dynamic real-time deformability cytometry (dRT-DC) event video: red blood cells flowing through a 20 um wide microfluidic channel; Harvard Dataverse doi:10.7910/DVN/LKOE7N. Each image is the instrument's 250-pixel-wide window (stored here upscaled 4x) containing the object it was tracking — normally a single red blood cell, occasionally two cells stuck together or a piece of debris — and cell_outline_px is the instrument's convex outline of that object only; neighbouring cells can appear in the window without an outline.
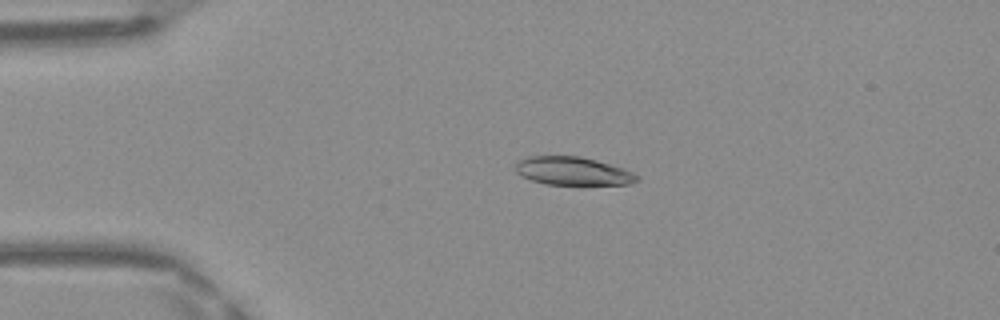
{"species": "Egyptian fruit bat (a non-hibernating species)", "species_latin": "Rousettus aegyptiacus", "temperature_condition": "warm", "stored_images_in_passage": 48, "camera_frame_rate_fps": 3000, "um_per_image_px": 0.085, "frame": {"image": 1, "passage_image": 10, "time_ms": 3.0, "image_size_px": [1000, 320], "cell_outline_px": [[640, 180], [628, 184], [544, 184], [532, 180], [516, 172], [512, 168], [520, 160], [528, 156], [580, 156], [596, 160], [624, 168], [640, 176]], "centroid_in_image_um": [48.7, 14.53], "position_along_channel_um": 36.3, "area_um2": 19.94}}
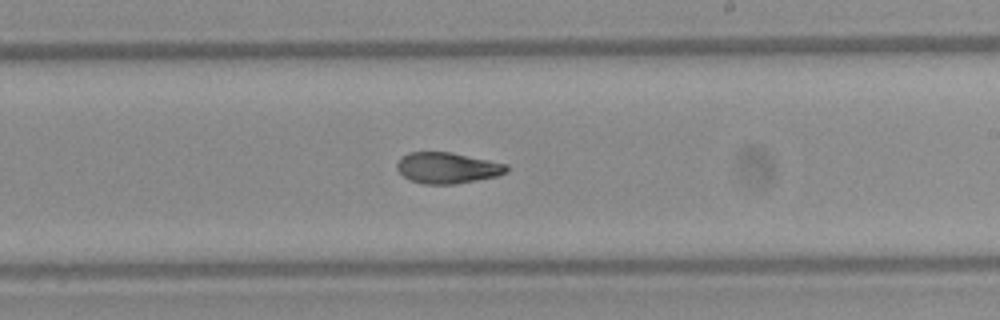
{"frame": {"image": 2, "passage_image": 28, "time_ms": 9.0, "image_size_px": [1000, 320], "cell_outline_px": [[508, 172], [500, 176], [452, 184], [424, 184], [408, 180], [396, 168], [396, 164], [400, 156], [408, 152], [448, 152], [508, 164]], "centroid_in_image_um": [38.01, 14.27], "position_along_channel_um": 251.0, "area_um2": 19.88}}
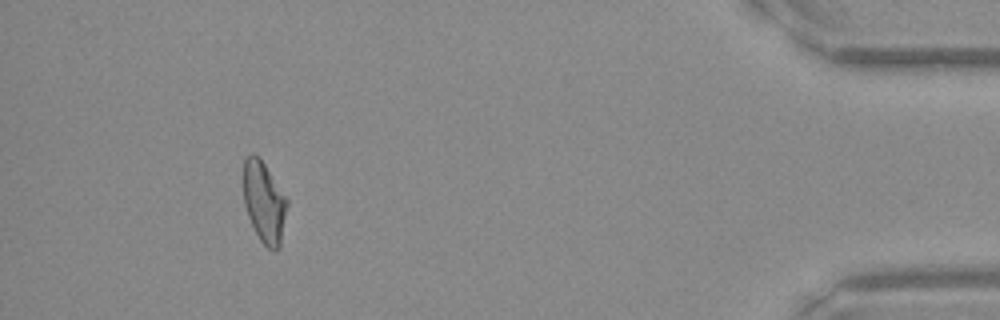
{"frame": {"image": 3, "passage_image": 44, "time_ms": 14.333, "image_size_px": [1000, 320], "cell_outline_px": [[288, 204], [280, 248], [276, 252], [268, 248], [260, 240], [248, 216], [244, 204], [244, 156], [252, 152], [260, 156], [288, 200]], "centroid_in_image_um": [22.46, 17.16], "position_along_channel_um": 412.7, "area_um2": 20.87}, "authors_computed_cell_mechanics": {"area_um2": 20.8947, "velocity_mm_per_s": 4.187, "shape_relaxation_time_tau1_ms": null, "shape_relaxation_time_tau2_ms": 2.8495, "deformation_change_tau1": null, "deformation_change_tau2": 0.095}}